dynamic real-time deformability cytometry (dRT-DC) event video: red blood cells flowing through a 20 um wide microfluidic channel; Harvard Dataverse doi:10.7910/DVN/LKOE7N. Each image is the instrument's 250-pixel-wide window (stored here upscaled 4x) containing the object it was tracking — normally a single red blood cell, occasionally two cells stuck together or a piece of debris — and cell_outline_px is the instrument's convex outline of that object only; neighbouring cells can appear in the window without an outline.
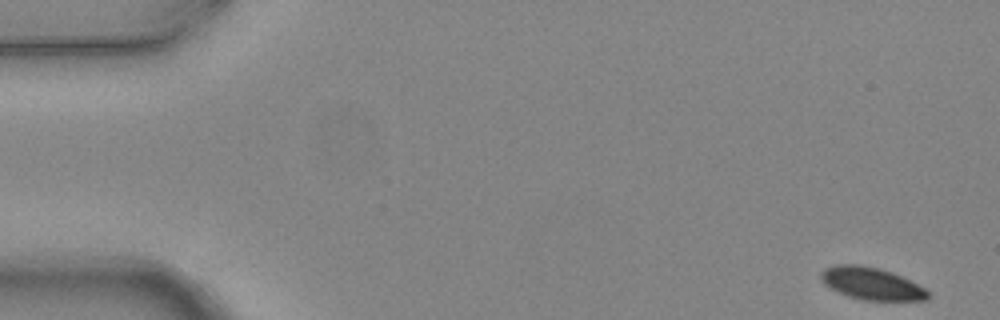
{"species": "common noctule bat (a hibernating species)", "species_latin": "Nyctalus noctula", "temperature_condition": "warm", "stored_images_in_passage": 7, "camera_frame_rate_fps": 3000, "um_per_image_px": 0.085, "animal": {"sex": "female", "body_mass_g": 24.6, "forearm_length_mm": 56.2}, "frame": {"image": 1, "passage_image": 1, "time_ms": 0.0, "image_size_px": [1000, 320], "cell_outline_px": [[932, 296], [928, 300], [864, 300], [848, 296], [836, 292], [828, 288], [820, 280], [820, 272], [824, 268], [836, 264], [856, 264], [880, 268], [892, 272], [924, 288]], "centroid_in_image_um": [74.02, 24.1], "position_along_channel_um": 11.0, "area_um2": 20.29}}
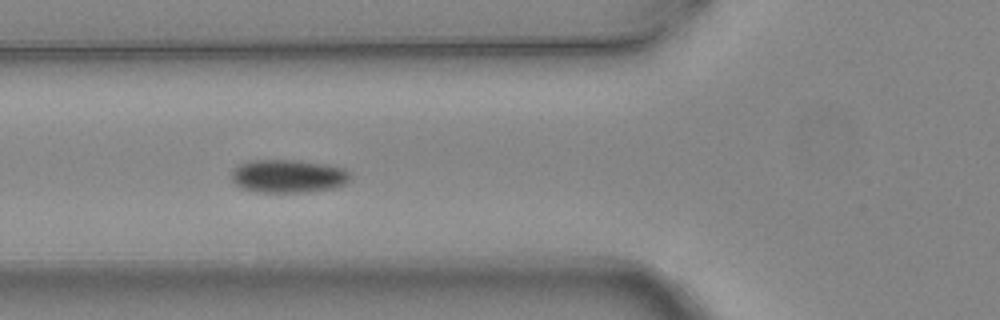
{"frame": {"image": 2, "passage_image": 6, "time_ms": 1.667, "image_size_px": [1000, 320], "cell_outline_px": [[352, 176], [344, 184], [336, 188], [308, 192], [256, 192], [244, 188], [236, 184], [232, 180], [232, 172], [240, 164], [248, 160], [292, 160], [324, 164], [344, 168]], "centroid_in_image_um": [24.52, 14.98], "position_along_channel_um": 101.3, "area_um2": 22.89}}
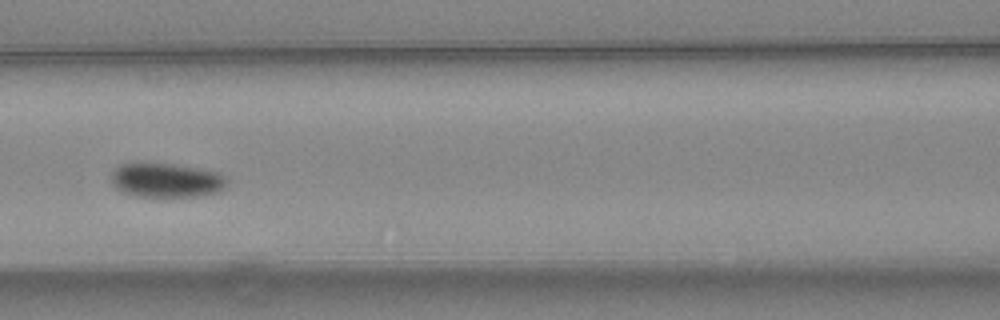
{"frame": {"image": 3, "passage_image": 7, "time_ms": 2.0, "image_size_px": [1000, 320], "cell_outline_px": [[228, 184], [224, 188], [216, 192], [196, 196], [132, 196], [120, 192], [112, 184], [112, 172], [120, 164], [136, 160], [176, 164], [220, 172], [228, 180]], "centroid_in_image_um": [14.08, 15.28], "position_along_channel_um": 152.5, "area_um2": 23.87}}